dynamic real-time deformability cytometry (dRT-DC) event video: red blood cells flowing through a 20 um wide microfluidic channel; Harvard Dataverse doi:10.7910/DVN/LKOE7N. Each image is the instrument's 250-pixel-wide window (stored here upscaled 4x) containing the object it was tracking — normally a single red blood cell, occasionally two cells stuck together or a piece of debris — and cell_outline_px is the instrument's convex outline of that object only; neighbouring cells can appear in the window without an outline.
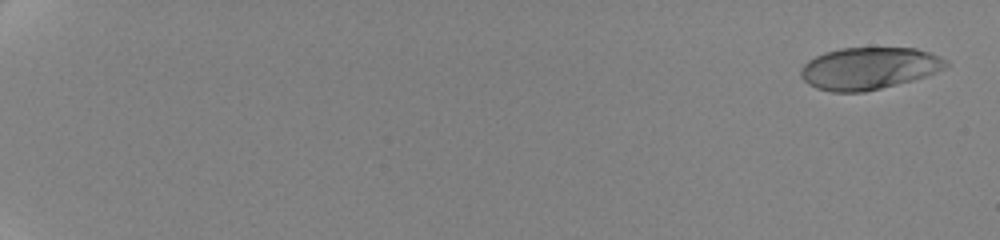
{"species": "human", "species_latin": "Homo sapiens", "temperature_condition": "cold", "stored_images_in_passage": 42, "camera_frame_rate_fps": 3000, "um_per_image_px": 0.085, "donor": {"sex": "female"}, "frame": {"image": 1, "passage_image": 2, "time_ms": 0.667, "image_size_px": [1000, 240], "cell_outline_px": [[948, 64], [944, 68], [936, 72], [912, 80], [864, 92], [832, 92], [816, 88], [808, 84], [800, 76], [800, 72], [804, 64], [808, 60], [824, 52], [840, 48], [916, 48], [940, 56], [948, 60]], "centroid_in_image_um": [73.84, 5.8], "position_along_channel_um": 11.2, "area_um2": 35.49}}
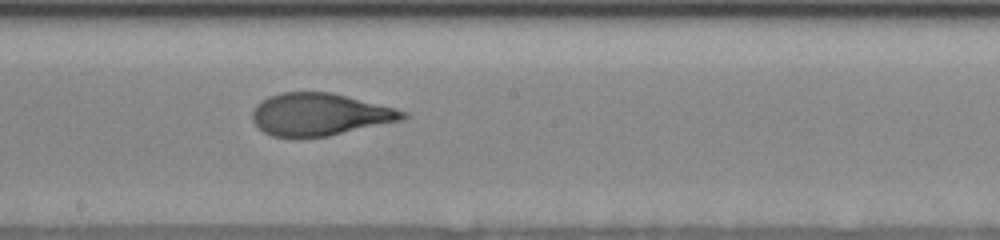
{"frame": {"image": 2, "passage_image": 25, "time_ms": 12.667, "image_size_px": [1000, 240], "cell_outline_px": [[408, 116], [404, 120], [328, 136], [296, 140], [272, 136], [264, 132], [252, 120], [252, 112], [256, 104], [268, 96], [280, 92], [332, 92], [348, 96], [408, 112]], "centroid_in_image_um": [27.14, 9.75], "position_along_channel_um": 221.1, "area_um2": 37.74}}
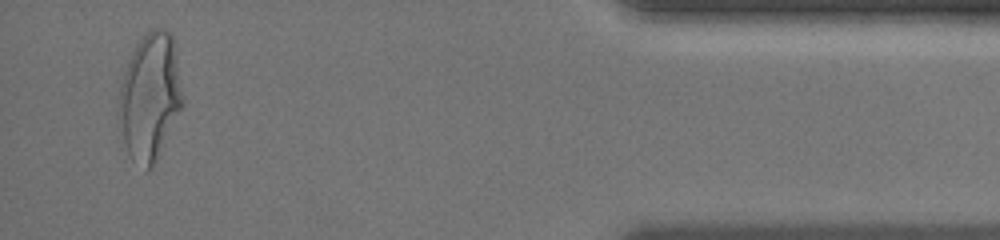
{"frame": {"image": 3, "passage_image": 42, "time_ms": 19.667, "image_size_px": [1000, 240], "cell_outline_px": [[184, 104], [152, 168], [148, 168], [132, 160], [128, 152], [124, 140], [120, 116], [120, 84], [128, 60], [136, 44], [152, 28], [160, 28], [172, 32], [184, 100]], "centroid_in_image_um": [12.78, 8.18], "position_along_channel_um": 422.4, "area_um2": 46.41}, "authors_computed_cell_mechanics": {"area_um2": 37.3677, "velocity_mm_per_s": 3.5261, "shape_relaxation_time_tau1_ms": 3.5882, "shape_relaxation_time_tau2_ms": 0.7685, "deformation_change_tau1": 0.2097, "deformation_change_tau2": 0.0813}}